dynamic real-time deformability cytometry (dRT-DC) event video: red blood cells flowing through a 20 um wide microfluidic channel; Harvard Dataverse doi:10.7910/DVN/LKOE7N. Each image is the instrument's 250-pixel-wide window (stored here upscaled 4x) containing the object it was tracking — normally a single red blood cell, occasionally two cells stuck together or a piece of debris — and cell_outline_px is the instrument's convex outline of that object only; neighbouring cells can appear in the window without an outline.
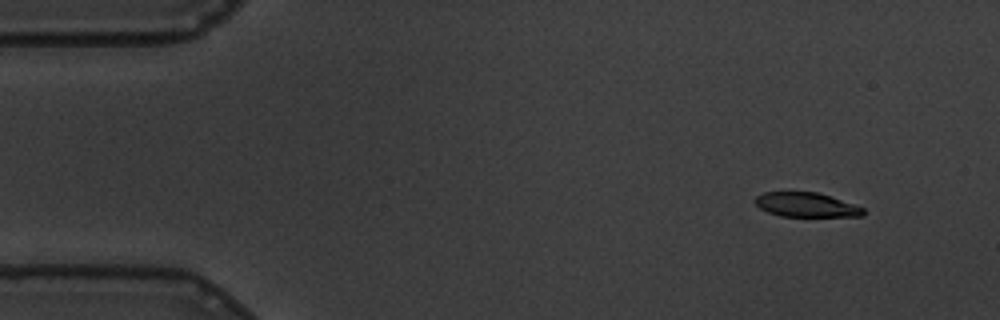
{"species": "common noctule bat (a hibernating species)", "species_latin": "Nyctalus noctula", "temperature_condition": "warm", "stored_images_in_passage": 54, "camera_frame_rate_fps": 3000, "um_per_image_px": 0.085, "animal": {"sex": "male", "body_mass_g": 19.5, "forearm_length_mm": 54.6}, "frame": {"image": 1, "passage_image": 1, "time_ms": 0.0, "image_size_px": [1000, 320], "cell_outline_px": [[864, 216], [780, 216], [768, 212], [760, 208], [752, 200], [756, 196], [764, 192], [816, 192], [864, 208]], "centroid_in_image_um": [68.47, 17.41], "position_along_channel_um": 16.5, "area_um2": 15.14}}
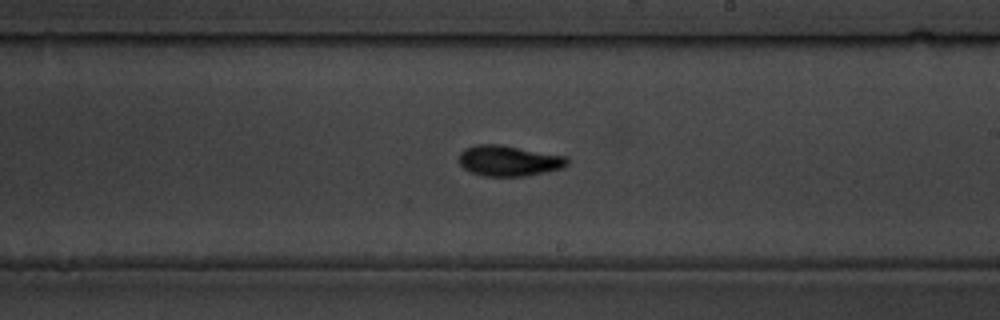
{"frame": {"image": 2, "passage_image": 29, "time_ms": 9.333, "image_size_px": [1000, 320], "cell_outline_px": [[568, 164], [564, 168], [524, 176], [484, 176], [472, 172], [464, 168], [460, 164], [460, 152], [464, 148], [476, 144], [500, 144], [568, 156]], "centroid_in_image_um": [43.27, 13.65], "position_along_channel_um": 245.7, "area_um2": 19.42}}
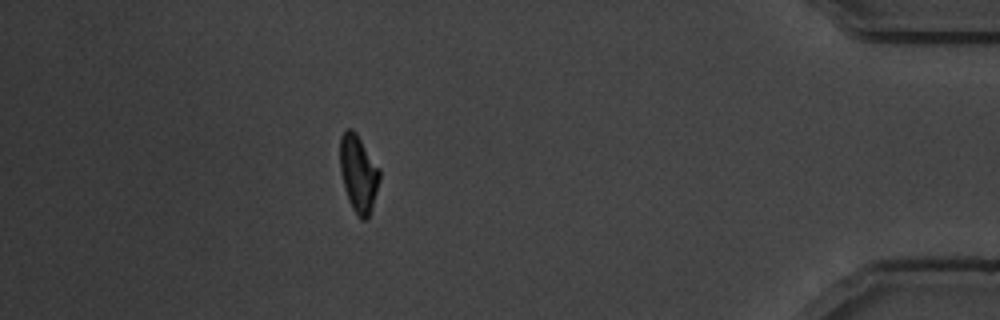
{"frame": {"image": 3, "passage_image": 47, "time_ms": 15.333, "image_size_px": [1000, 320], "cell_outline_px": [[380, 180], [372, 208], [368, 216], [364, 220], [360, 220], [352, 208], [344, 188], [340, 172], [340, 136], [348, 128], [352, 128], [356, 132], [380, 168]], "centroid_in_image_um": [30.47, 14.74], "position_along_channel_um": 404.7, "area_um2": 17.92}, "authors_computed_cell_mechanics": {"area_um2": 18.1781, "velocity_mm_per_s": 3.4696, "shape_relaxation_time_tau1_ms": 4.7174, "shape_relaxation_time_tau2_ms": 2.1289, "deformation_change_tau1": 0.1747, "deformation_change_tau2": 0.075}}